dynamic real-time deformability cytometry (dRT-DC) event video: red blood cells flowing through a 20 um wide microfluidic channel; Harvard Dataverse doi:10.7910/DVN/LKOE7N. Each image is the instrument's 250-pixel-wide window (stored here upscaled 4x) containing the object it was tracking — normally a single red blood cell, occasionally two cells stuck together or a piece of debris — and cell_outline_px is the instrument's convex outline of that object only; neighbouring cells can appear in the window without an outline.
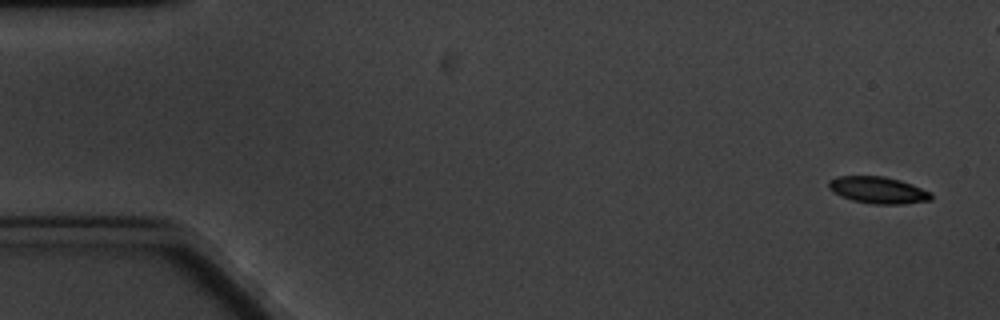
{"species": "common noctule bat (a hibernating species)", "species_latin": "Nyctalus noctula", "temperature_condition": "cold", "stored_images_in_passage": 6, "camera_frame_rate_fps": 3000, "um_per_image_px": 0.085, "animal": {"sex": "male", "body_mass_g": 20.1, "forearm_length_mm": 53.5}, "frame": {"image": 1, "passage_image": 1, "time_ms": 0.0, "image_size_px": [1000, 320], "cell_outline_px": [[932, 200], [904, 204], [872, 204], [852, 200], [840, 196], [832, 192], [828, 188], [828, 180], [836, 176], [884, 176], [900, 180], [912, 184], [932, 192]], "centroid_in_image_um": [74.62, 16.16], "position_along_channel_um": 10.4, "area_um2": 16.24}}